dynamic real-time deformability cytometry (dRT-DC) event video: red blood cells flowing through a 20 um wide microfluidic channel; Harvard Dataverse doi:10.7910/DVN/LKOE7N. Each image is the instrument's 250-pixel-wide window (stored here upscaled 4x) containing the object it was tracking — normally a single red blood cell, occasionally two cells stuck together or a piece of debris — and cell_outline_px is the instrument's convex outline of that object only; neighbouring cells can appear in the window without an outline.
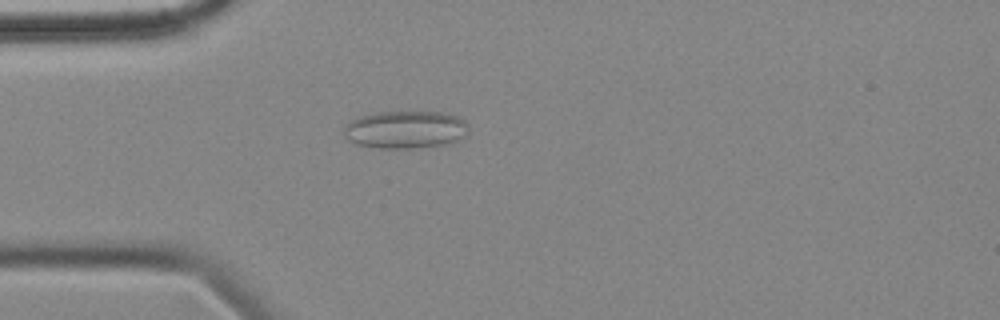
{"species": "common noctule bat (a hibernating species)", "species_latin": "Nyctalus noctula", "temperature_condition": "cold", "stored_images_in_passage": 56, "camera_frame_rate_fps": 3000, "um_per_image_px": 0.085, "animal": {"sex": "female", "body_mass_g": 18.4}, "frame": {"image": 1, "passage_image": 15, "time_ms": 4.667, "image_size_px": [1000, 320], "cell_outline_px": [[468, 132], [464, 136], [448, 144], [416, 148], [376, 148], [356, 144], [348, 140], [344, 136], [344, 128], [352, 120], [360, 116], [376, 112], [440, 112], [456, 116], [464, 120], [468, 124]], "centroid_in_image_um": [34.46, 11.02], "position_along_channel_um": 50.5, "area_um2": 27.4}}
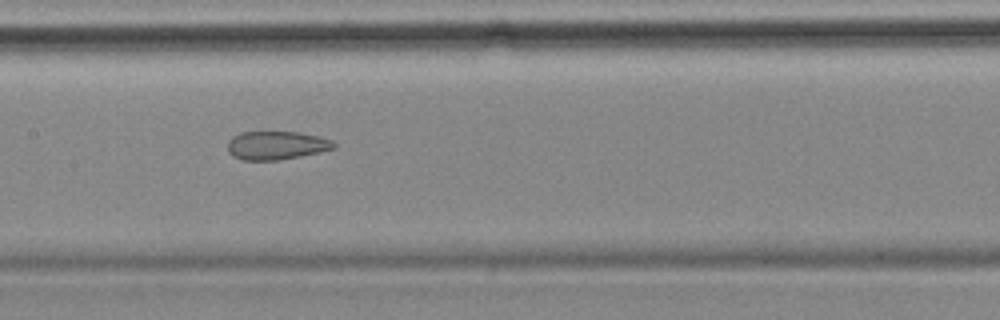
{"frame": {"image": 2, "passage_image": 27, "time_ms": 8.667, "image_size_px": [1000, 320], "cell_outline_px": [[336, 148], [300, 156], [280, 160], [244, 160], [232, 156], [228, 152], [228, 140], [232, 136], [240, 132], [300, 132], [332, 140], [336, 144]], "centroid_in_image_um": [23.47, 12.35], "position_along_channel_um": 183.9, "area_um2": 17.63}}
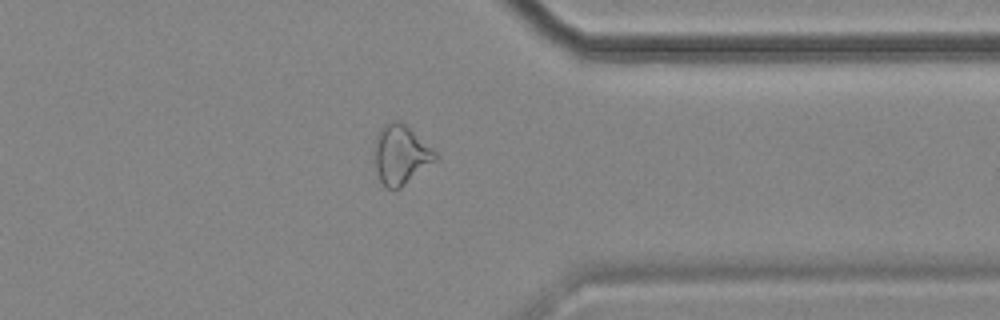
{"frame": {"image": 3, "passage_image": 44, "time_ms": 14.333, "image_size_px": [1000, 320], "cell_outline_px": [[440, 156], [436, 160], [400, 188], [384, 188], [380, 180], [376, 168], [376, 136], [380, 128], [392, 120], [400, 120], [432, 148]], "centroid_in_image_um": [34.08, 13.14], "position_along_channel_um": 377.3, "area_um2": 20.63}, "authors_computed_cell_mechanics": {"area_um2": 22.253, "velocity_mm_per_s": 3.5463, "shape_relaxation_time_tau1_ms": null, "shape_relaxation_time_tau2_ms": 2.904, "deformation_change_tau1": null, "deformation_change_tau2": 0.1046}}